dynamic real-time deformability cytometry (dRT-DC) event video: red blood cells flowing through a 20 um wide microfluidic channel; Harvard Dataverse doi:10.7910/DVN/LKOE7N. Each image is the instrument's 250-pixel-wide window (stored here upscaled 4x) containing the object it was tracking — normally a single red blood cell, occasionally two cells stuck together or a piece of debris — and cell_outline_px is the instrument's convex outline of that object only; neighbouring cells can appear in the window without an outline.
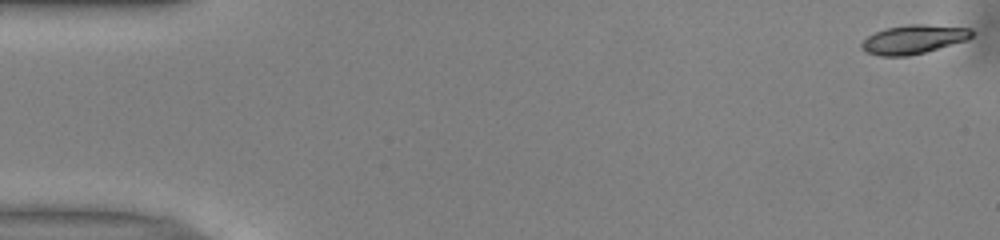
{"species": "common noctule bat (a hibernating species)", "species_latin": "Nyctalus noctula", "temperature_condition": "warm", "stored_images_in_passage": 42, "camera_frame_rate_fps": 3000, "um_per_image_px": 0.085, "animal": {"sex": "male", "body_mass_g": 13.0, "forearm_length_mm": 53.1}, "frame": {"image": 1, "passage_image": 1, "time_ms": 0.0, "image_size_px": [1000, 240], "cell_outline_px": [[972, 36], [968, 40], [924, 52], [908, 56], [880, 56], [868, 52], [860, 48], [860, 44], [868, 36], [884, 28], [908, 24], [924, 24], [972, 28]], "centroid_in_image_um": [77.65, 3.34], "position_along_channel_um": 7.3, "area_um2": 18.55}}
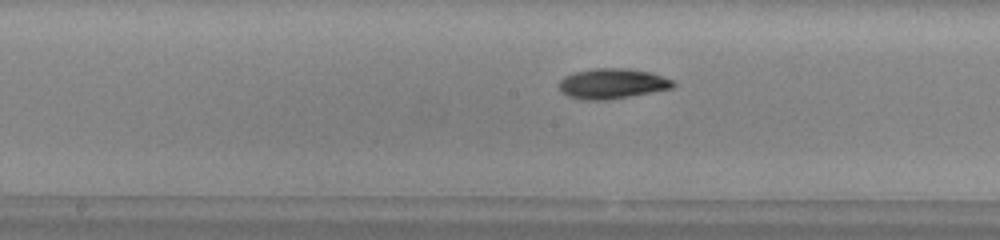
{"frame": {"image": 2, "passage_image": 26, "time_ms": 8.333, "image_size_px": [1000, 240], "cell_outline_px": [[676, 84], [672, 88], [652, 92], [604, 100], [584, 100], [568, 96], [560, 92], [560, 80], [564, 76], [576, 72], [592, 68], [624, 68], [652, 72], [672, 80]], "centroid_in_image_um": [52.03, 7.1], "position_along_channel_um": 196.2, "area_um2": 20.0}}
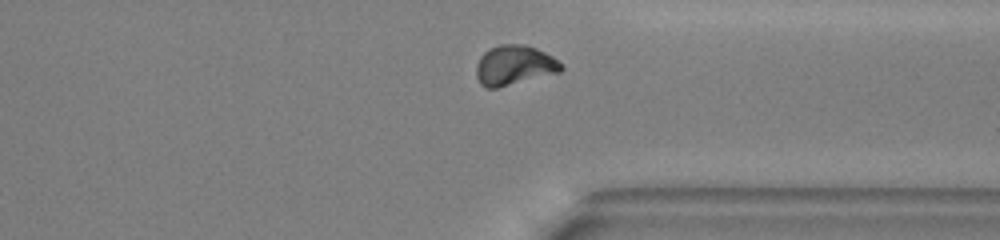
{"frame": {"image": 3, "passage_image": 39, "time_ms": 12.667, "image_size_px": [1000, 240], "cell_outline_px": [[564, 68], [560, 72], [496, 88], [488, 88], [480, 84], [476, 76], [476, 64], [480, 56], [484, 52], [500, 44], [524, 44], [536, 48], [552, 56], [564, 64]], "centroid_in_image_um": [43.72, 5.54], "position_along_channel_um": 367.7, "area_um2": 19.71}, "authors_computed_cell_mechanics": {"area_um2": 19.0451, "velocity_mm_per_s": 3.9914, "shape_relaxation_time_tau1_ms": 4.3343, "shape_relaxation_time_tau2_ms": null, "deformation_change_tau1": 0.1433, "deformation_change_tau2": null}}